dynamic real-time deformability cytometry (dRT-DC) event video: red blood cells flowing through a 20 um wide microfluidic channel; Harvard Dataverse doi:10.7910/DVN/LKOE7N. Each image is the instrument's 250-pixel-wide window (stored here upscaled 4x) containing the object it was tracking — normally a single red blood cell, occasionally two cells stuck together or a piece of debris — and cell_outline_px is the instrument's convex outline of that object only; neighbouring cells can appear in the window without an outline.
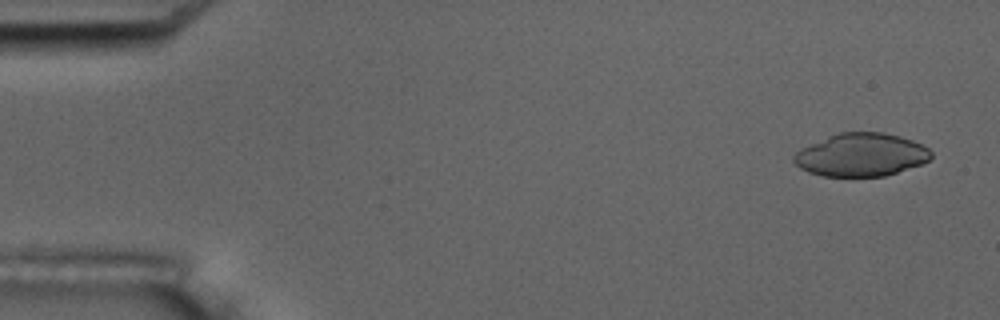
{"species": "common noctule bat (a hibernating species)", "species_latin": "Nyctalus noctula", "temperature_condition": "room temperature", "stored_images_in_passage": 54, "camera_frame_rate_fps": 3000, "um_per_image_px": 0.085, "animal": {"sex": "male", "body_mass_g": 17.5, "forearm_length_mm": 52.3}, "frame": {"image": 1, "passage_image": 3, "time_ms": 0.667, "image_size_px": [1000, 320], "cell_outline_px": [[932, 156], [928, 160], [920, 164], [884, 176], [824, 176], [808, 172], [800, 168], [792, 160], [792, 156], [796, 152], [828, 136], [840, 132], [884, 132], [900, 136], [912, 140], [928, 148], [932, 152]], "centroid_in_image_um": [73.19, 13.16], "position_along_channel_um": 11.8, "area_um2": 34.1}}